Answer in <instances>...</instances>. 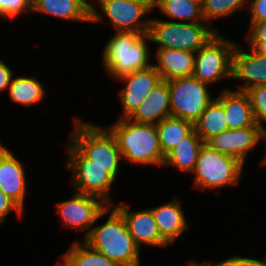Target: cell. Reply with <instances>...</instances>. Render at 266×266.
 <instances>
[{
	"instance_id": "3",
	"label": "cell",
	"mask_w": 266,
	"mask_h": 266,
	"mask_svg": "<svg viewBox=\"0 0 266 266\" xmlns=\"http://www.w3.org/2000/svg\"><path fill=\"white\" fill-rule=\"evenodd\" d=\"M114 135L122 158L135 165H164L156 125L132 122L130 119H117L106 126Z\"/></svg>"
},
{
	"instance_id": "28",
	"label": "cell",
	"mask_w": 266,
	"mask_h": 266,
	"mask_svg": "<svg viewBox=\"0 0 266 266\" xmlns=\"http://www.w3.org/2000/svg\"><path fill=\"white\" fill-rule=\"evenodd\" d=\"M246 5L247 0H205L202 13L205 21L212 24L213 19H226L241 9L243 11L244 8H247Z\"/></svg>"
},
{
	"instance_id": "38",
	"label": "cell",
	"mask_w": 266,
	"mask_h": 266,
	"mask_svg": "<svg viewBox=\"0 0 266 266\" xmlns=\"http://www.w3.org/2000/svg\"><path fill=\"white\" fill-rule=\"evenodd\" d=\"M187 266H215V264L211 261V262H204V263H200V262H196L194 259L189 261Z\"/></svg>"
},
{
	"instance_id": "31",
	"label": "cell",
	"mask_w": 266,
	"mask_h": 266,
	"mask_svg": "<svg viewBox=\"0 0 266 266\" xmlns=\"http://www.w3.org/2000/svg\"><path fill=\"white\" fill-rule=\"evenodd\" d=\"M247 46L256 50H266V21L249 23Z\"/></svg>"
},
{
	"instance_id": "13",
	"label": "cell",
	"mask_w": 266,
	"mask_h": 266,
	"mask_svg": "<svg viewBox=\"0 0 266 266\" xmlns=\"http://www.w3.org/2000/svg\"><path fill=\"white\" fill-rule=\"evenodd\" d=\"M247 51L236 43L232 53V79L242 81L235 90L246 91L266 84V50L249 48Z\"/></svg>"
},
{
	"instance_id": "37",
	"label": "cell",
	"mask_w": 266,
	"mask_h": 266,
	"mask_svg": "<svg viewBox=\"0 0 266 266\" xmlns=\"http://www.w3.org/2000/svg\"><path fill=\"white\" fill-rule=\"evenodd\" d=\"M261 140H263L262 142H265V153L263 159L260 160L261 162L259 164L262 166H266V129L261 130Z\"/></svg>"
},
{
	"instance_id": "29",
	"label": "cell",
	"mask_w": 266,
	"mask_h": 266,
	"mask_svg": "<svg viewBox=\"0 0 266 266\" xmlns=\"http://www.w3.org/2000/svg\"><path fill=\"white\" fill-rule=\"evenodd\" d=\"M245 92L251 102L255 123L261 130L266 129V84L253 86Z\"/></svg>"
},
{
	"instance_id": "25",
	"label": "cell",
	"mask_w": 266,
	"mask_h": 266,
	"mask_svg": "<svg viewBox=\"0 0 266 266\" xmlns=\"http://www.w3.org/2000/svg\"><path fill=\"white\" fill-rule=\"evenodd\" d=\"M62 256L60 266H120L84 241H75Z\"/></svg>"
},
{
	"instance_id": "33",
	"label": "cell",
	"mask_w": 266,
	"mask_h": 266,
	"mask_svg": "<svg viewBox=\"0 0 266 266\" xmlns=\"http://www.w3.org/2000/svg\"><path fill=\"white\" fill-rule=\"evenodd\" d=\"M13 211L17 212L20 219L22 214L25 212L0 190V225L6 221L8 218L7 216Z\"/></svg>"
},
{
	"instance_id": "27",
	"label": "cell",
	"mask_w": 266,
	"mask_h": 266,
	"mask_svg": "<svg viewBox=\"0 0 266 266\" xmlns=\"http://www.w3.org/2000/svg\"><path fill=\"white\" fill-rule=\"evenodd\" d=\"M157 7L160 13L171 19V21L206 22L203 17L202 7L192 3L190 0H153V9Z\"/></svg>"
},
{
	"instance_id": "11",
	"label": "cell",
	"mask_w": 266,
	"mask_h": 266,
	"mask_svg": "<svg viewBox=\"0 0 266 266\" xmlns=\"http://www.w3.org/2000/svg\"><path fill=\"white\" fill-rule=\"evenodd\" d=\"M70 199L56 203L57 214L63 228L84 231V239L93 228L94 223L107 214L109 206L101 198L74 191ZM92 226V227H91ZM90 229V230H89Z\"/></svg>"
},
{
	"instance_id": "24",
	"label": "cell",
	"mask_w": 266,
	"mask_h": 266,
	"mask_svg": "<svg viewBox=\"0 0 266 266\" xmlns=\"http://www.w3.org/2000/svg\"><path fill=\"white\" fill-rule=\"evenodd\" d=\"M9 99L13 103L21 104L26 107L35 105L36 102L45 98L46 91L43 83L37 77L13 76L8 87Z\"/></svg>"
},
{
	"instance_id": "4",
	"label": "cell",
	"mask_w": 266,
	"mask_h": 266,
	"mask_svg": "<svg viewBox=\"0 0 266 266\" xmlns=\"http://www.w3.org/2000/svg\"><path fill=\"white\" fill-rule=\"evenodd\" d=\"M147 35L157 48L197 52L218 30L207 22H178L149 17Z\"/></svg>"
},
{
	"instance_id": "9",
	"label": "cell",
	"mask_w": 266,
	"mask_h": 266,
	"mask_svg": "<svg viewBox=\"0 0 266 266\" xmlns=\"http://www.w3.org/2000/svg\"><path fill=\"white\" fill-rule=\"evenodd\" d=\"M99 8L100 12L97 10L90 17L91 23H102L106 16L115 32L142 34H147L150 22L144 16L154 10L153 0H102Z\"/></svg>"
},
{
	"instance_id": "20",
	"label": "cell",
	"mask_w": 266,
	"mask_h": 266,
	"mask_svg": "<svg viewBox=\"0 0 266 266\" xmlns=\"http://www.w3.org/2000/svg\"><path fill=\"white\" fill-rule=\"evenodd\" d=\"M153 63L161 79L168 81L175 78L193 76L195 53L185 50L156 48Z\"/></svg>"
},
{
	"instance_id": "12",
	"label": "cell",
	"mask_w": 266,
	"mask_h": 266,
	"mask_svg": "<svg viewBox=\"0 0 266 266\" xmlns=\"http://www.w3.org/2000/svg\"><path fill=\"white\" fill-rule=\"evenodd\" d=\"M117 81L125 84V87L118 91L123 110L118 119H129L162 79L155 66L151 65L125 75Z\"/></svg>"
},
{
	"instance_id": "7",
	"label": "cell",
	"mask_w": 266,
	"mask_h": 266,
	"mask_svg": "<svg viewBox=\"0 0 266 266\" xmlns=\"http://www.w3.org/2000/svg\"><path fill=\"white\" fill-rule=\"evenodd\" d=\"M244 164L238 159L212 150L204 144L199 152L194 171L193 186L201 190H220L236 186L241 179Z\"/></svg>"
},
{
	"instance_id": "2",
	"label": "cell",
	"mask_w": 266,
	"mask_h": 266,
	"mask_svg": "<svg viewBox=\"0 0 266 266\" xmlns=\"http://www.w3.org/2000/svg\"><path fill=\"white\" fill-rule=\"evenodd\" d=\"M147 34L115 32L102 51L104 70L113 80L153 65ZM149 43V44H148Z\"/></svg>"
},
{
	"instance_id": "14",
	"label": "cell",
	"mask_w": 266,
	"mask_h": 266,
	"mask_svg": "<svg viewBox=\"0 0 266 266\" xmlns=\"http://www.w3.org/2000/svg\"><path fill=\"white\" fill-rule=\"evenodd\" d=\"M112 206L123 216L132 239L140 249L142 244L159 248L170 246L160 235L150 208L130 211L128 202L113 204Z\"/></svg>"
},
{
	"instance_id": "17",
	"label": "cell",
	"mask_w": 266,
	"mask_h": 266,
	"mask_svg": "<svg viewBox=\"0 0 266 266\" xmlns=\"http://www.w3.org/2000/svg\"><path fill=\"white\" fill-rule=\"evenodd\" d=\"M160 235L171 245L190 227L182 207V200L174 197L170 202L150 208Z\"/></svg>"
},
{
	"instance_id": "5",
	"label": "cell",
	"mask_w": 266,
	"mask_h": 266,
	"mask_svg": "<svg viewBox=\"0 0 266 266\" xmlns=\"http://www.w3.org/2000/svg\"><path fill=\"white\" fill-rule=\"evenodd\" d=\"M68 153L66 158V168L71 171L70 185L74 191L93 195L101 198L108 205H113L111 188L120 167H100L91 164L70 141L66 145Z\"/></svg>"
},
{
	"instance_id": "10",
	"label": "cell",
	"mask_w": 266,
	"mask_h": 266,
	"mask_svg": "<svg viewBox=\"0 0 266 266\" xmlns=\"http://www.w3.org/2000/svg\"><path fill=\"white\" fill-rule=\"evenodd\" d=\"M170 95L171 116L194 123L215 98L209 85L194 76L167 81Z\"/></svg>"
},
{
	"instance_id": "39",
	"label": "cell",
	"mask_w": 266,
	"mask_h": 266,
	"mask_svg": "<svg viewBox=\"0 0 266 266\" xmlns=\"http://www.w3.org/2000/svg\"><path fill=\"white\" fill-rule=\"evenodd\" d=\"M192 3L194 4H198L200 5L201 7H203V4H204V1L205 0H190Z\"/></svg>"
},
{
	"instance_id": "18",
	"label": "cell",
	"mask_w": 266,
	"mask_h": 266,
	"mask_svg": "<svg viewBox=\"0 0 266 266\" xmlns=\"http://www.w3.org/2000/svg\"><path fill=\"white\" fill-rule=\"evenodd\" d=\"M217 98L223 104L228 129L258 127L254 121L249 96L245 91L227 87Z\"/></svg>"
},
{
	"instance_id": "16",
	"label": "cell",
	"mask_w": 266,
	"mask_h": 266,
	"mask_svg": "<svg viewBox=\"0 0 266 266\" xmlns=\"http://www.w3.org/2000/svg\"><path fill=\"white\" fill-rule=\"evenodd\" d=\"M24 164L0 142V190L24 210L27 193Z\"/></svg>"
},
{
	"instance_id": "22",
	"label": "cell",
	"mask_w": 266,
	"mask_h": 266,
	"mask_svg": "<svg viewBox=\"0 0 266 266\" xmlns=\"http://www.w3.org/2000/svg\"><path fill=\"white\" fill-rule=\"evenodd\" d=\"M32 13L47 14L70 22L90 23V17L77 0H32Z\"/></svg>"
},
{
	"instance_id": "8",
	"label": "cell",
	"mask_w": 266,
	"mask_h": 266,
	"mask_svg": "<svg viewBox=\"0 0 266 266\" xmlns=\"http://www.w3.org/2000/svg\"><path fill=\"white\" fill-rule=\"evenodd\" d=\"M236 43L219 32L195 52L193 76L207 85L232 79V53Z\"/></svg>"
},
{
	"instance_id": "6",
	"label": "cell",
	"mask_w": 266,
	"mask_h": 266,
	"mask_svg": "<svg viewBox=\"0 0 266 266\" xmlns=\"http://www.w3.org/2000/svg\"><path fill=\"white\" fill-rule=\"evenodd\" d=\"M69 141L89 160L100 167H121L122 159L114 135L105 126L73 118Z\"/></svg>"
},
{
	"instance_id": "32",
	"label": "cell",
	"mask_w": 266,
	"mask_h": 266,
	"mask_svg": "<svg viewBox=\"0 0 266 266\" xmlns=\"http://www.w3.org/2000/svg\"><path fill=\"white\" fill-rule=\"evenodd\" d=\"M263 260L256 258L242 257L239 255L230 256L227 259L213 262L215 266H266V256Z\"/></svg>"
},
{
	"instance_id": "21",
	"label": "cell",
	"mask_w": 266,
	"mask_h": 266,
	"mask_svg": "<svg viewBox=\"0 0 266 266\" xmlns=\"http://www.w3.org/2000/svg\"><path fill=\"white\" fill-rule=\"evenodd\" d=\"M204 144L193 129L165 156L163 166H172L184 173L191 174L195 169L200 149Z\"/></svg>"
},
{
	"instance_id": "1",
	"label": "cell",
	"mask_w": 266,
	"mask_h": 266,
	"mask_svg": "<svg viewBox=\"0 0 266 266\" xmlns=\"http://www.w3.org/2000/svg\"><path fill=\"white\" fill-rule=\"evenodd\" d=\"M107 214L106 222L96 224L83 241L120 266H141V249L132 239L123 216L112 205L107 207Z\"/></svg>"
},
{
	"instance_id": "34",
	"label": "cell",
	"mask_w": 266,
	"mask_h": 266,
	"mask_svg": "<svg viewBox=\"0 0 266 266\" xmlns=\"http://www.w3.org/2000/svg\"><path fill=\"white\" fill-rule=\"evenodd\" d=\"M250 23L266 21V0H247Z\"/></svg>"
},
{
	"instance_id": "26",
	"label": "cell",
	"mask_w": 266,
	"mask_h": 266,
	"mask_svg": "<svg viewBox=\"0 0 266 266\" xmlns=\"http://www.w3.org/2000/svg\"><path fill=\"white\" fill-rule=\"evenodd\" d=\"M156 128L160 147L164 156L194 129L192 122L172 116L161 120L156 125Z\"/></svg>"
},
{
	"instance_id": "36",
	"label": "cell",
	"mask_w": 266,
	"mask_h": 266,
	"mask_svg": "<svg viewBox=\"0 0 266 266\" xmlns=\"http://www.w3.org/2000/svg\"><path fill=\"white\" fill-rule=\"evenodd\" d=\"M91 1V2H90ZM98 4V6L101 5L102 0H77L78 5L84 10V12L91 17L93 13H95L97 11V7H95L96 2ZM93 2V4H92ZM95 3V5H94Z\"/></svg>"
},
{
	"instance_id": "30",
	"label": "cell",
	"mask_w": 266,
	"mask_h": 266,
	"mask_svg": "<svg viewBox=\"0 0 266 266\" xmlns=\"http://www.w3.org/2000/svg\"><path fill=\"white\" fill-rule=\"evenodd\" d=\"M32 12V0H0V18L11 21Z\"/></svg>"
},
{
	"instance_id": "23",
	"label": "cell",
	"mask_w": 266,
	"mask_h": 266,
	"mask_svg": "<svg viewBox=\"0 0 266 266\" xmlns=\"http://www.w3.org/2000/svg\"><path fill=\"white\" fill-rule=\"evenodd\" d=\"M197 135L206 143L214 135L228 130L222 102L215 97L193 123Z\"/></svg>"
},
{
	"instance_id": "35",
	"label": "cell",
	"mask_w": 266,
	"mask_h": 266,
	"mask_svg": "<svg viewBox=\"0 0 266 266\" xmlns=\"http://www.w3.org/2000/svg\"><path fill=\"white\" fill-rule=\"evenodd\" d=\"M0 58V93L8 89L15 71Z\"/></svg>"
},
{
	"instance_id": "15",
	"label": "cell",
	"mask_w": 266,
	"mask_h": 266,
	"mask_svg": "<svg viewBox=\"0 0 266 266\" xmlns=\"http://www.w3.org/2000/svg\"><path fill=\"white\" fill-rule=\"evenodd\" d=\"M261 142V129L259 127H246L241 129H228L214 135L205 144L212 150L232 156L244 165L248 154L257 143Z\"/></svg>"
},
{
	"instance_id": "19",
	"label": "cell",
	"mask_w": 266,
	"mask_h": 266,
	"mask_svg": "<svg viewBox=\"0 0 266 266\" xmlns=\"http://www.w3.org/2000/svg\"><path fill=\"white\" fill-rule=\"evenodd\" d=\"M171 116L170 95L167 81L158 83L135 113L129 118L132 122L157 125Z\"/></svg>"
}]
</instances>
